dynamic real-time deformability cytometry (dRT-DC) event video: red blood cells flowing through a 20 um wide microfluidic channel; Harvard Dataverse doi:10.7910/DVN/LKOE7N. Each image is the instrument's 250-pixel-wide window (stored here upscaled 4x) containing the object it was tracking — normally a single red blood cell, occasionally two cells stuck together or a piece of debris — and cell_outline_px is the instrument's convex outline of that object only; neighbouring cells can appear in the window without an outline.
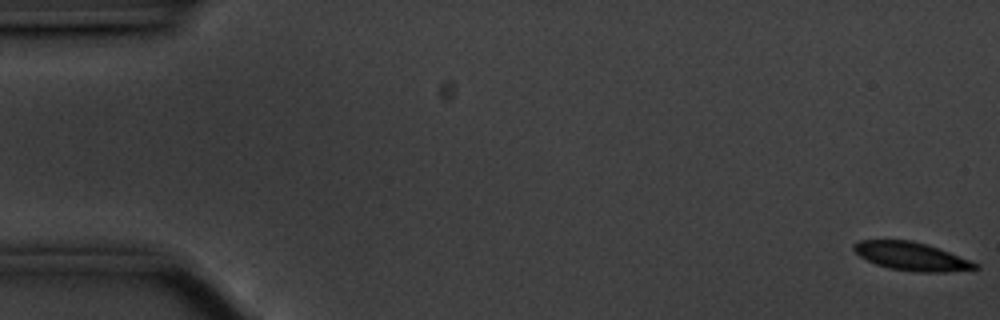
{"species": "common noctule bat (a hibernating species)", "species_latin": "Nyctalus noctula", "temperature_condition": "cold", "stored_images_in_passage": 57, "camera_frame_rate_fps": 3000, "um_per_image_px": 0.085, "animal": {"sex": "male", "body_mass_g": 20.1, "forearm_length_mm": 53.5}, "frame": {"image": 1, "passage_image": 1, "time_ms": 0.0, "image_size_px": [1000, 320], "cell_outline_px": [[980, 268], [948, 272], [920, 272], [888, 268], [876, 264], [860, 256], [852, 248], [852, 244], [860, 240], [912, 240], [948, 252], [980, 264]], "centroid_in_image_um": [77.46, 21.79], "position_along_channel_um": 7.5, "area_um2": 19.77}}
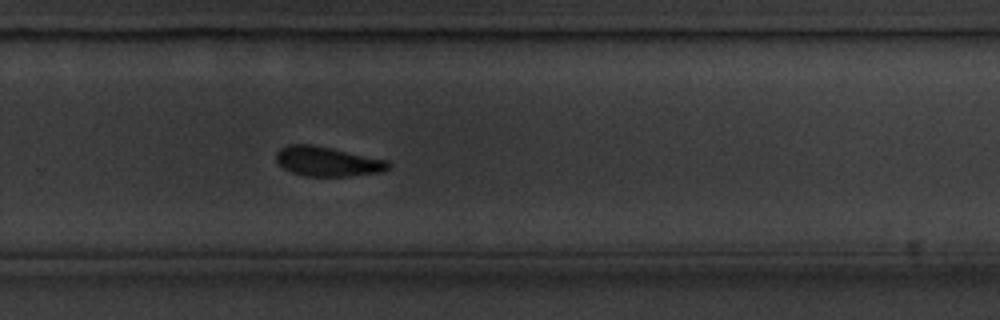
{"frame": {"image": 2, "passage_image": 38, "time_ms": 12.333, "image_size_px": [1000, 320], "cell_outline_px": [[392, 164], [388, 168], [380, 172], [348, 176], [304, 176], [292, 172], [284, 168], [276, 160], [276, 152], [280, 148], [288, 144], [308, 144], [332, 148], [388, 160]], "centroid_in_image_um": [27.83, 13.72], "position_along_channel_um": 302.0, "area_um2": 19.31}}
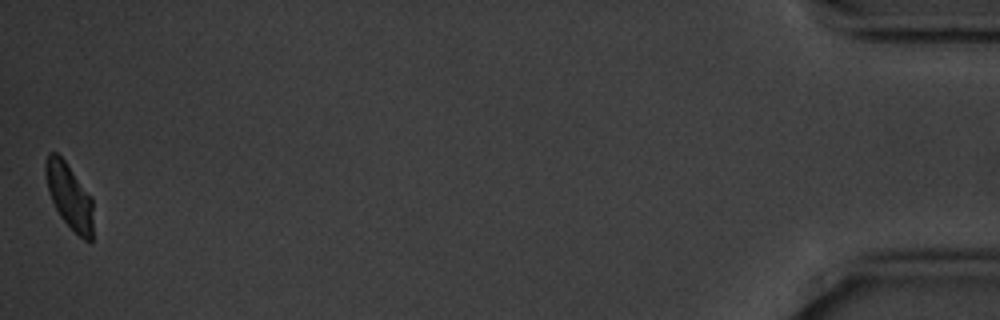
{"frame": {"image": 3, "passage_image": 57, "time_ms": 18.667, "image_size_px": [1000, 320], "cell_outline_px": [[92, 240], [84, 240], [60, 216], [52, 200], [48, 188], [44, 172], [44, 160], [48, 152], [56, 152], [64, 160], [92, 196]], "centroid_in_image_um": [5.87, 16.61], "position_along_channel_um": 429.3, "area_um2": 17.92}, "authors_computed_cell_mechanics": {"area_um2": 20.23, "velocity_mm_per_s": 3.4918, "shape_relaxation_time_tau1_ms": 2.6696, "shape_relaxation_time_tau2_ms": null, "deformation_change_tau1": 0.0793, "deformation_change_tau2": null}}